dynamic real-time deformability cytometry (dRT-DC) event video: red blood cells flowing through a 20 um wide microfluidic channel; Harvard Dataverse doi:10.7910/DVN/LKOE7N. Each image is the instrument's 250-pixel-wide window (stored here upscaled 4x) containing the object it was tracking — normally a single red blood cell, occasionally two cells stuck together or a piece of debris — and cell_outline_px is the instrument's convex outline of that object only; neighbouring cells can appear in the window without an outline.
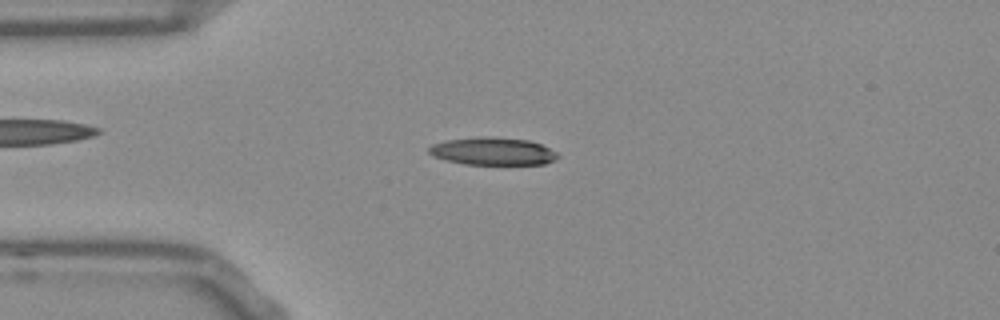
{"species": "Egyptian fruit bat (a non-hibernating species)", "species_latin": "Rousettus aegyptiacus", "temperature_condition": "room temperature", "stored_images_in_passage": 52, "camera_frame_rate_fps": 3000, "um_per_image_px": 0.085, "frame": {"image": 1, "passage_image": 12, "time_ms": 3.667, "image_size_px": [1000, 320], "cell_outline_px": [[560, 156], [556, 160], [544, 164], [464, 164], [444, 160], [432, 156], [428, 152], [428, 148], [432, 144], [444, 140], [484, 136], [528, 140], [540, 144], [556, 152]], "centroid_in_image_um": [41.85, 12.86], "position_along_channel_um": 43.2, "area_um2": 20.81}}
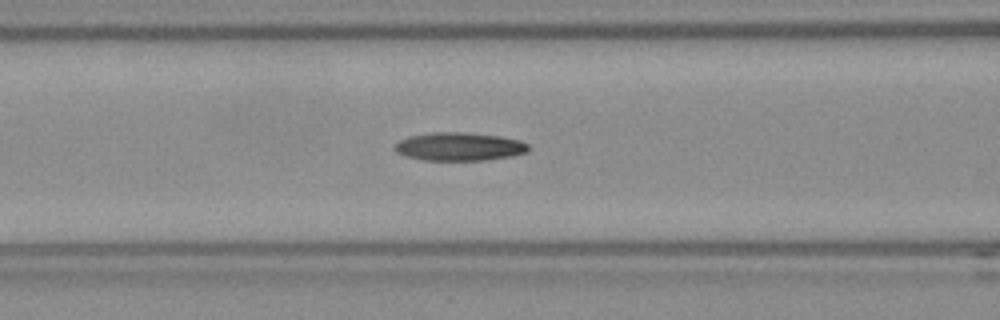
{"frame": {"image": 2, "passage_image": 20, "time_ms": 6.333, "image_size_px": [1000, 320], "cell_outline_px": [[528, 152], [512, 156], [484, 160], [424, 160], [404, 156], [396, 152], [392, 148], [400, 140], [408, 136], [432, 132], [464, 132], [496, 136], [520, 140], [528, 144]], "centroid_in_image_um": [39.0, 12.46], "position_along_channel_um": 127.6, "area_um2": 22.02}}
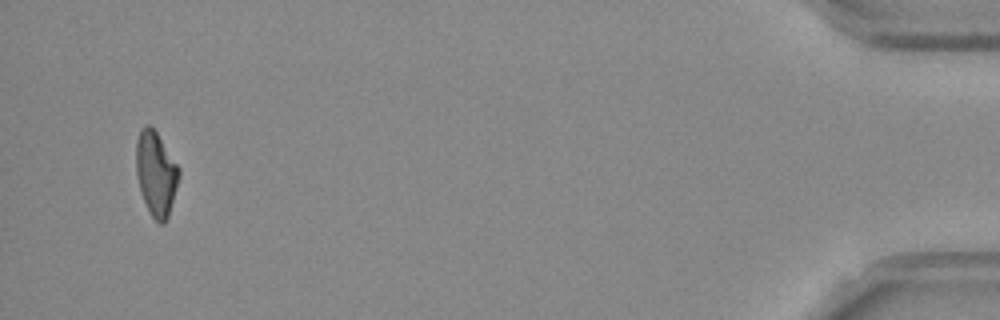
{"frame": {"image": 3, "passage_image": 50, "time_ms": 16.333, "image_size_px": [1000, 320], "cell_outline_px": [[180, 176], [168, 216], [164, 224], [160, 224], [152, 216], [140, 192], [136, 172], [136, 140], [140, 128], [144, 124], [148, 124], [156, 132], [180, 168]], "centroid_in_image_um": [13.25, 14.73], "position_along_channel_um": 422.0, "area_um2": 20.98}, "authors_computed_cell_mechanics": {"area_um2": 21.0681, "velocity_mm_per_s": 3.8041, "shape_relaxation_time_tau1_ms": null, "shape_relaxation_time_tau2_ms": 7.0691, "deformation_change_tau1": null, "deformation_change_tau2": 0.1819}}